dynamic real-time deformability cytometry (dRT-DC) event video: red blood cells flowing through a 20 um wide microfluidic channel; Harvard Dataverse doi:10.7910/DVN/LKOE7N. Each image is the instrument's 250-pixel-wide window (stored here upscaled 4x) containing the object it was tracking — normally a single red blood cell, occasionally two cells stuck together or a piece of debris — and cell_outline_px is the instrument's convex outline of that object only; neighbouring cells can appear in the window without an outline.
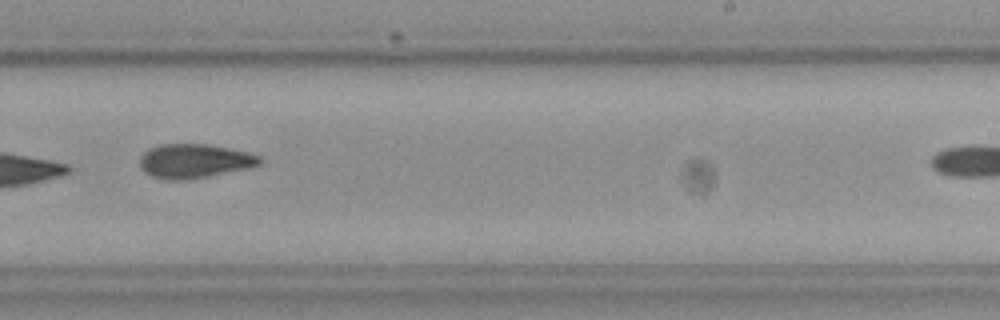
{"species": "Egyptian fruit bat (a non-hibernating species)", "species_latin": "Rousettus aegyptiacus", "temperature_condition": "cold", "stored_images_in_passage": 8, "camera_frame_rate_fps": 3000, "um_per_image_px": 0.085, "frame": {"image": 1, "passage_image": 7, "time_ms": 7.0, "image_size_px": [1000, 320], "cell_outline_px": [[264, 160], [260, 164], [248, 168], [204, 176], [176, 180], [152, 176], [140, 164], [140, 156], [148, 148], [160, 144], [208, 144], [248, 152], [260, 156]], "centroid_in_image_um": [16.55, 13.65], "position_along_channel_um": 272.4, "area_um2": 23.29}}